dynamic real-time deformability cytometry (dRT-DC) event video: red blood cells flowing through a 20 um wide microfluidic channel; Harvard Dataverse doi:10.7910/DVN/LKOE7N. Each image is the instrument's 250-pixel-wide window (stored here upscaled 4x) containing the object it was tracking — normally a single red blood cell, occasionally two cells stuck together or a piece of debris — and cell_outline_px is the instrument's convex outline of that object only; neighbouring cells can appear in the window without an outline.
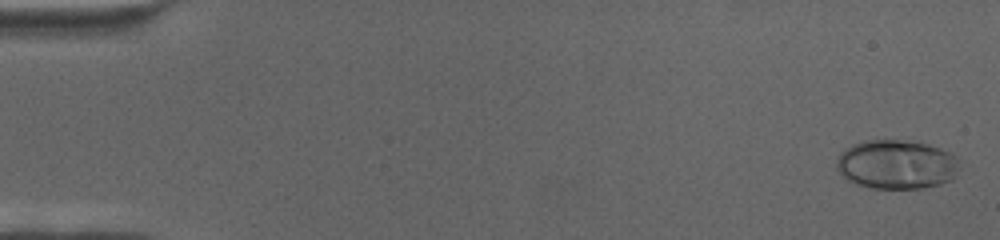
{"species": "human", "species_latin": "Homo sapiens", "temperature_condition": "cold", "stored_images_in_passage": 68, "camera_frame_rate_fps": 3000, "um_per_image_px": 0.085, "donor": {"sex": "female"}, "frame": {"image": 1, "passage_image": 2, "time_ms": 0.333, "image_size_px": [1000, 240], "cell_outline_px": [[956, 176], [952, 180], [940, 184], [924, 188], [872, 188], [856, 184], [848, 180], [836, 168], [836, 160], [840, 152], [844, 148], [852, 144], [864, 140], [900, 140], [928, 144], [952, 152], [956, 156]], "centroid_in_image_um": [76.18, 13.97], "position_along_channel_um": 8.8, "area_um2": 35.32}}
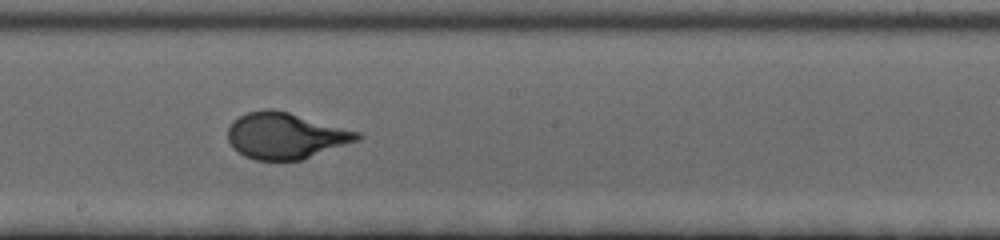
{"frame": {"image": 2, "passage_image": 39, "time_ms": 12.667, "image_size_px": [1000, 240], "cell_outline_px": [[364, 136], [360, 140], [304, 160], [256, 160], [244, 156], [236, 152], [232, 148], [228, 140], [228, 128], [232, 120], [248, 112], [264, 108], [272, 108], [288, 112], [360, 132]], "centroid_in_image_um": [24.27, 11.55], "position_along_channel_um": 223.9, "area_um2": 35.26}}
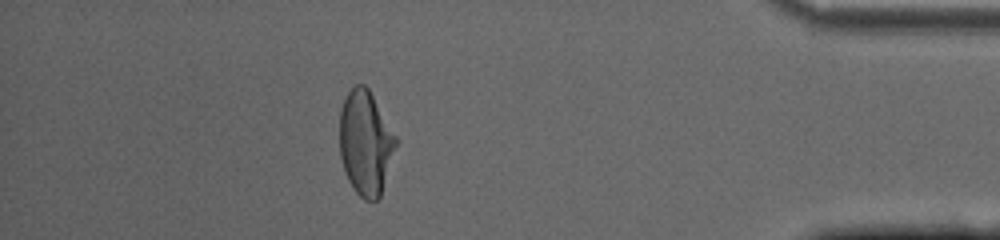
{"frame": {"image": 3, "passage_image": 61, "time_ms": 20.0, "image_size_px": [1000, 240], "cell_outline_px": [[400, 140], [380, 196], [376, 200], [364, 200], [352, 188], [344, 172], [340, 156], [340, 112], [344, 100], [348, 92], [356, 84], [364, 84], [368, 88]], "centroid_in_image_um": [31.1, 12.15], "position_along_channel_um": 404.1, "area_um2": 34.68}}